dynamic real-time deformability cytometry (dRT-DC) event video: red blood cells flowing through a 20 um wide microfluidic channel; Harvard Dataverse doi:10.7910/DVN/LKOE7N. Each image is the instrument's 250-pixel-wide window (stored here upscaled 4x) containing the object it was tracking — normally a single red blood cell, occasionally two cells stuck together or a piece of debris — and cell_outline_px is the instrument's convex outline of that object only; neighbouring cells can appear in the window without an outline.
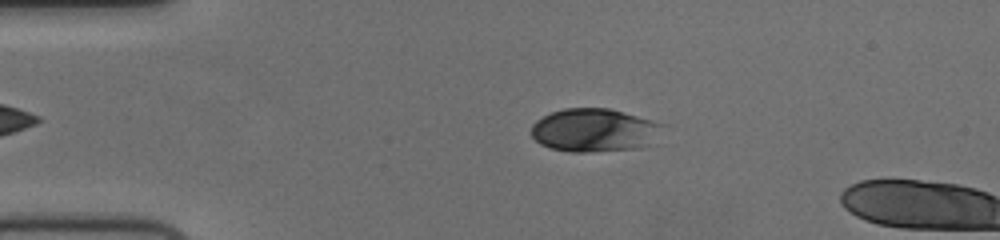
{"species": "human", "species_latin": "Homo sapiens", "temperature_condition": "cold", "stored_images_in_passage": 13, "camera_frame_rate_fps": 3000, "um_per_image_px": 0.085, "donor": {"sex": "female"}, "frame": {"image": 1, "passage_image": 11, "time_ms": 3.333, "image_size_px": [1000, 240], "cell_outline_px": [[664, 124], [648, 144], [640, 148], [592, 152], [568, 152], [552, 148], [540, 144], [532, 136], [532, 124], [536, 120], [552, 112], [564, 108], [608, 108], [652, 120]], "centroid_in_image_um": [50.46, 11.07], "position_along_channel_um": 34.5, "area_um2": 32.77}}